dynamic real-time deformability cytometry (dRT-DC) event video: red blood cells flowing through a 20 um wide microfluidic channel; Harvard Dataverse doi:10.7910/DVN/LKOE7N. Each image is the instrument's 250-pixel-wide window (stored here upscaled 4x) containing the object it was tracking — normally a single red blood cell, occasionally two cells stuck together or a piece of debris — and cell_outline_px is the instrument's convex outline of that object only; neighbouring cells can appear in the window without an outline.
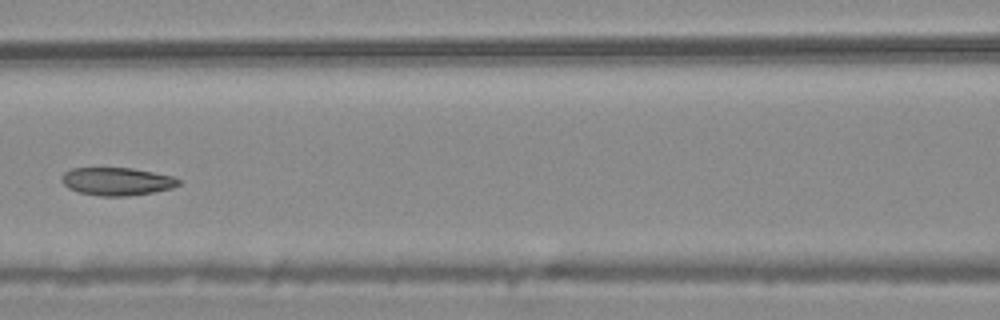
{"species": "common noctule bat (a hibernating species)", "species_latin": "Nyctalus noctula", "temperature_condition": "warm", "stored_images_in_passage": 9, "camera_frame_rate_fps": 3000, "um_per_image_px": 0.085, "animal": {"sex": "male", "body_mass_g": 20.4}, "frame": {"image": 1, "passage_image": 6, "time_ms": 1.667, "image_size_px": [1000, 320], "cell_outline_px": [[180, 184], [172, 188], [152, 192], [128, 196], [100, 196], [80, 192], [68, 188], [60, 180], [60, 176], [64, 172], [72, 168], [132, 168], [172, 176], [180, 180]], "centroid_in_image_um": [9.9, 15.42], "position_along_channel_um": 156.7, "area_um2": 18.96}}
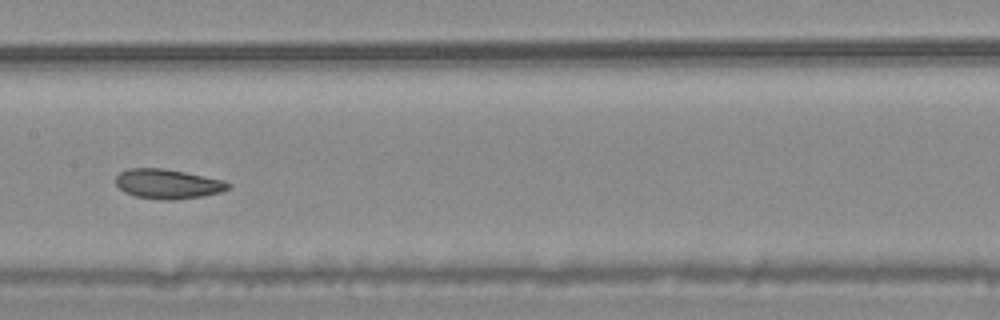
{"frame": {"image": 2, "passage_image": 7, "time_ms": 2.0, "image_size_px": [1000, 320], "cell_outline_px": [[232, 184], [228, 188], [220, 192], [204, 196], [172, 200], [164, 200], [136, 196], [124, 192], [116, 184], [116, 176], [120, 172], [128, 168], [164, 168], [224, 180]], "centroid_in_image_um": [14.26, 15.63], "position_along_channel_um": 193.1, "area_um2": 19.36}}
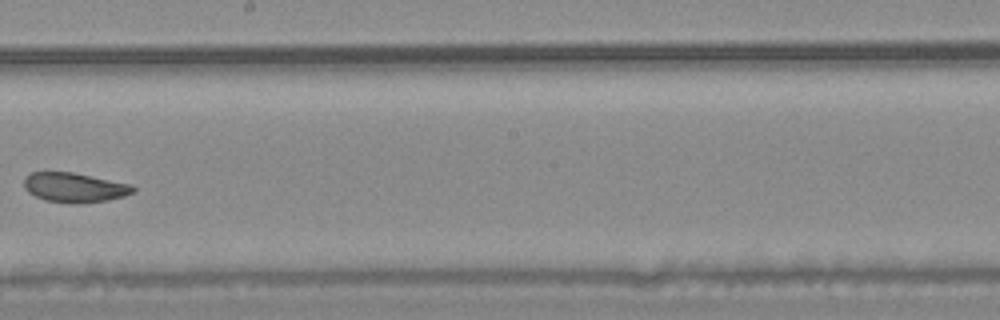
{"frame": {"image": 3, "passage_image": 8, "time_ms": 2.333, "image_size_px": [1000, 320], "cell_outline_px": [[136, 192], [124, 196], [108, 200], [80, 204], [72, 204], [44, 200], [28, 192], [24, 188], [24, 176], [32, 172], [72, 172], [132, 184], [136, 188]], "centroid_in_image_um": [6.35, 15.94], "position_along_channel_um": 241.9, "area_um2": 19.07}}